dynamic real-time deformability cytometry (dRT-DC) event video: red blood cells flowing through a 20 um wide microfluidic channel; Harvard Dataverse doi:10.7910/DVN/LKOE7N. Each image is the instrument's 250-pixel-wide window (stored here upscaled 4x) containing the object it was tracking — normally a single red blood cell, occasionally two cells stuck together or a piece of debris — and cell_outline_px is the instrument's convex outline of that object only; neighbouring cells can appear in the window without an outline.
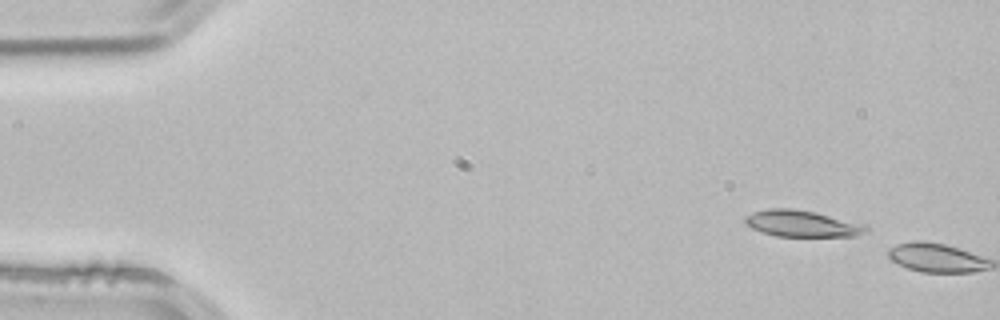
{"species": "common noctule bat (a hibernating species)", "species_latin": "Nyctalus noctula", "temperature_condition": "room temperature", "stored_images_in_passage": 2, "camera_frame_rate_fps": 3000, "um_per_image_px": 0.085, "animal": {"sex": "male", "body_mass_g": 21.5, "forearm_length_mm": 52.0}, "frame": {"image": 1, "passage_image": 1, "time_ms": 0.0, "image_size_px": [1000, 320], "cell_outline_px": [[868, 232], [856, 236], [776, 236], [760, 232], [744, 224], [744, 216], [752, 212], [768, 208], [792, 208], [816, 212], [868, 224]], "centroid_in_image_um": [68.18, 19.0], "position_along_channel_um": 16.8, "area_um2": 19.07}}